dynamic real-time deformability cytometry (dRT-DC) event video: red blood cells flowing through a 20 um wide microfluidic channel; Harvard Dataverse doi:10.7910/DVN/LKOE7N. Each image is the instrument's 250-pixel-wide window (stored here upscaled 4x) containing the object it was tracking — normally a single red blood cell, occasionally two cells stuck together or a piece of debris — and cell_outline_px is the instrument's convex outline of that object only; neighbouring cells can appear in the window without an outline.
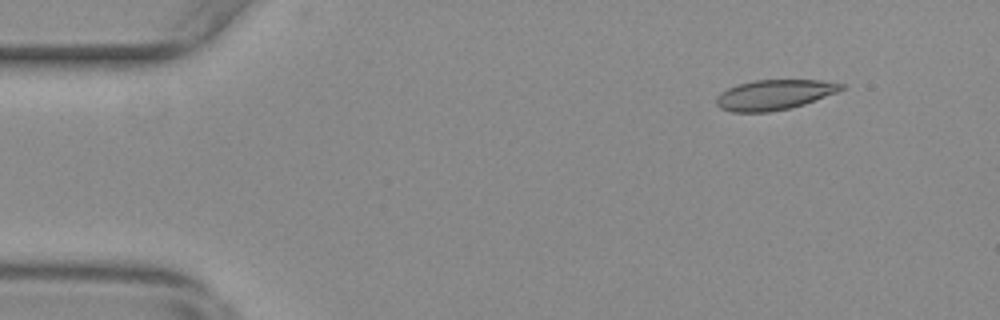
{"species": "common noctule bat (a hibernating species)", "species_latin": "Nyctalus noctula", "temperature_condition": "warm", "stored_images_in_passage": 55, "camera_frame_rate_fps": 3000, "um_per_image_px": 0.085, "animal": {"sex": "female", "body_mass_g": 29.2, "forearm_length_mm": 56.3}, "frame": {"image": 1, "passage_image": 6, "time_ms": 1.667, "image_size_px": [1000, 320], "cell_outline_px": [[844, 88], [836, 92], [804, 104], [792, 108], [768, 112], [732, 112], [720, 108], [716, 104], [716, 96], [720, 92], [728, 88], [740, 84], [756, 80], [820, 80], [844, 84]], "centroid_in_image_um": [65.78, 8.06], "position_along_channel_um": 19.2, "area_um2": 21.79}}
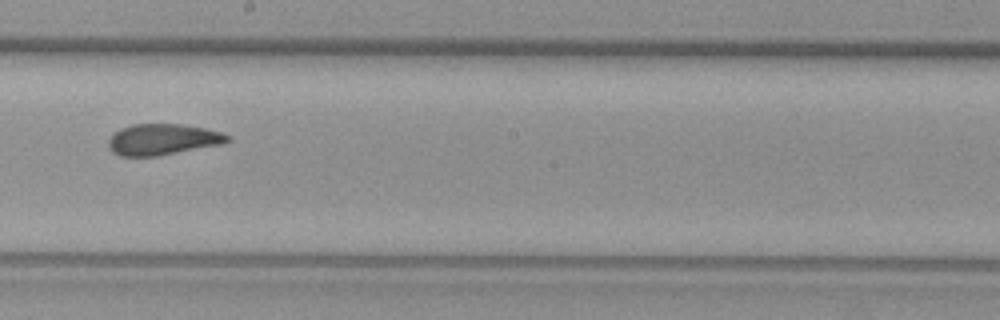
{"frame": {"image": 2, "passage_image": 31, "time_ms": 10.0, "image_size_px": [1000, 320], "cell_outline_px": [[232, 140], [224, 144], [156, 156], [120, 156], [112, 152], [108, 148], [108, 140], [112, 132], [120, 128], [132, 124], [184, 124], [224, 132], [232, 136]], "centroid_in_image_um": [13.85, 11.84], "position_along_channel_um": 234.4, "area_um2": 22.02}}
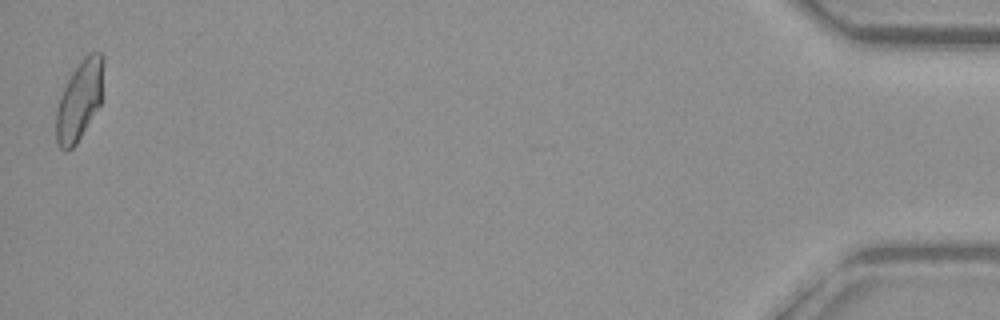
{"frame": {"image": 3, "passage_image": 55, "time_ms": 18.0, "image_size_px": [1000, 320], "cell_outline_px": [[104, 64], [100, 104], [76, 144], [68, 152], [64, 152], [60, 148], [56, 140], [56, 108], [60, 96], [72, 72], [88, 52], [100, 52], [104, 56]], "centroid_in_image_um": [6.75, 8.53], "position_along_channel_um": 428.5, "area_um2": 21.91}, "authors_computed_cell_mechanics": {"area_um2": 21.964, "velocity_mm_per_s": 3.6886, "shape_relaxation_time_tau1_ms": null, "shape_relaxation_time_tau2_ms": 1.8336, "deformation_change_tau1": null, "deformation_change_tau2": 0.0787}}